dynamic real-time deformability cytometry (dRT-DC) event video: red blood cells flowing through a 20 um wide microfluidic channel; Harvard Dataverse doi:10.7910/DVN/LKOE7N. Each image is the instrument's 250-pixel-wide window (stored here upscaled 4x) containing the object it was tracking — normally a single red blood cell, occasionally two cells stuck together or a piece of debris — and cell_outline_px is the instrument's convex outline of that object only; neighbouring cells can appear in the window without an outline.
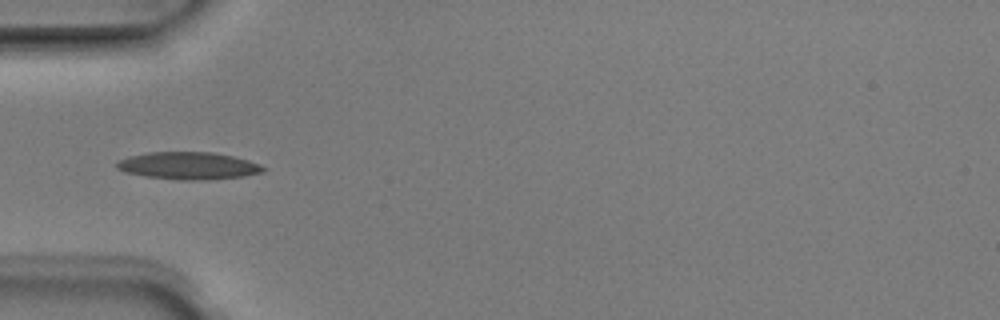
{"species": "Egyptian fruit bat (a non-hibernating species)", "species_latin": "Rousettus aegyptiacus", "temperature_condition": "room temperature", "stored_images_in_passage": 4, "camera_frame_rate_fps": 3000, "um_per_image_px": 0.085, "animal": {"sex": "male"}, "frame": {"image": 1, "passage_image": 4, "time_ms": 1.0, "image_size_px": [1000, 320], "cell_outline_px": [[264, 172], [244, 176], [208, 180], [176, 180], [144, 176], [124, 172], [116, 168], [116, 164], [120, 160], [128, 156], [148, 152], [212, 152], [232, 156], [248, 160], [260, 164], [264, 168]], "centroid_in_image_um": [16.0, 14.09], "position_along_channel_um": 69.0, "area_um2": 23.47}}